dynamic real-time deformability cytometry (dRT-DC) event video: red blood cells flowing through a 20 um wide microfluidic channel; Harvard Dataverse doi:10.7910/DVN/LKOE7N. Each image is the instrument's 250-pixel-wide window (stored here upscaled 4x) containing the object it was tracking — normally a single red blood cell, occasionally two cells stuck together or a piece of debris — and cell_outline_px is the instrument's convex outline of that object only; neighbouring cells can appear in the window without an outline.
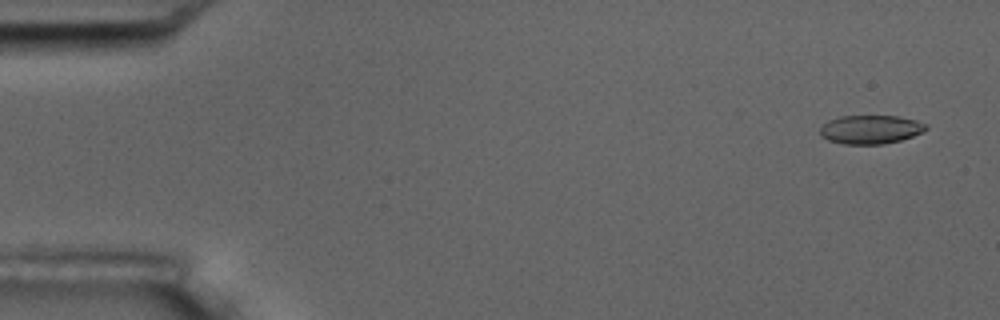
{"species": "common noctule bat (a hibernating species)", "species_latin": "Nyctalus noctula", "temperature_condition": "room temperature", "stored_images_in_passage": 4, "camera_frame_rate_fps": 3000, "um_per_image_px": 0.085, "animal": {"sex": "male", "body_mass_g": 17.5, "forearm_length_mm": 52.3}, "frame": {"image": 1, "passage_image": 1, "time_ms": 0.0, "image_size_px": [1000, 320], "cell_outline_px": [[928, 128], [912, 136], [900, 140], [884, 144], [844, 144], [828, 140], [820, 136], [820, 128], [828, 120], [840, 116], [896, 116], [916, 120], [928, 124]], "centroid_in_image_um": [73.98, 11.0], "position_along_channel_um": 11.0, "area_um2": 17.69}}